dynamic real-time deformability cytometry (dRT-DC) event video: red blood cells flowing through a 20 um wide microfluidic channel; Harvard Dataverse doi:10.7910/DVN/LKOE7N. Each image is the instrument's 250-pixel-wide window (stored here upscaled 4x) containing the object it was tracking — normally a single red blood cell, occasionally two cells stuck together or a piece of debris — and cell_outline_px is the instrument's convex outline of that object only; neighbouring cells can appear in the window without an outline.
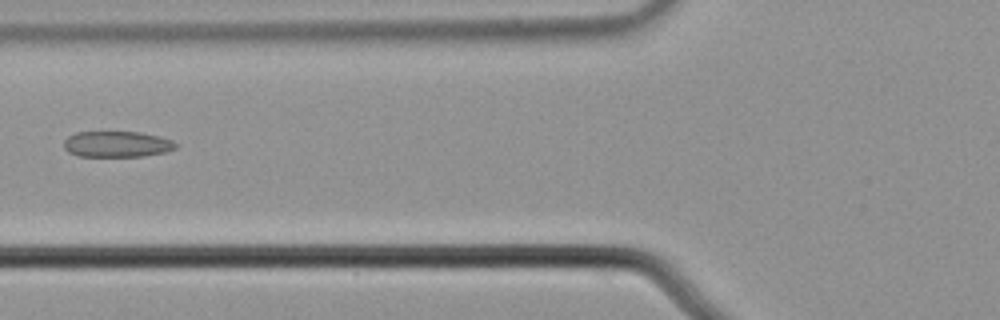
{"species": "common noctule bat (a hibernating species)", "species_latin": "Nyctalus noctula", "temperature_condition": "cold", "stored_images_in_passage": 6, "camera_frame_rate_fps": 3000, "um_per_image_px": 0.085, "animal": {"sex": "male", "body_mass_g": 21.5, "forearm_length_mm": 52.0}, "frame": {"image": 1, "passage_image": 5, "time_ms": 1.333, "image_size_px": [1000, 320], "cell_outline_px": [[180, 144], [176, 148], [164, 152], [144, 156], [80, 156], [68, 152], [64, 148], [64, 140], [68, 136], [76, 132], [140, 132], [160, 136], [172, 140]], "centroid_in_image_um": [9.96, 12.25], "position_along_channel_um": 115.8, "area_um2": 16.99}}
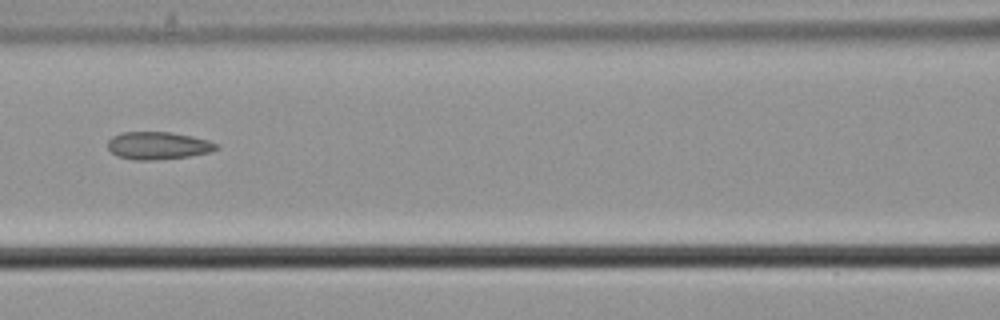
{"frame": {"image": 2, "passage_image": 6, "time_ms": 1.667, "image_size_px": [1000, 320], "cell_outline_px": [[220, 148], [208, 152], [188, 156], [152, 160], [132, 160], [116, 156], [108, 148], [108, 140], [112, 136], [120, 132], [168, 132], [192, 136], [208, 140], [220, 144]], "centroid_in_image_um": [13.42, 12.37], "position_along_channel_um": 153.2, "area_um2": 17.51}}